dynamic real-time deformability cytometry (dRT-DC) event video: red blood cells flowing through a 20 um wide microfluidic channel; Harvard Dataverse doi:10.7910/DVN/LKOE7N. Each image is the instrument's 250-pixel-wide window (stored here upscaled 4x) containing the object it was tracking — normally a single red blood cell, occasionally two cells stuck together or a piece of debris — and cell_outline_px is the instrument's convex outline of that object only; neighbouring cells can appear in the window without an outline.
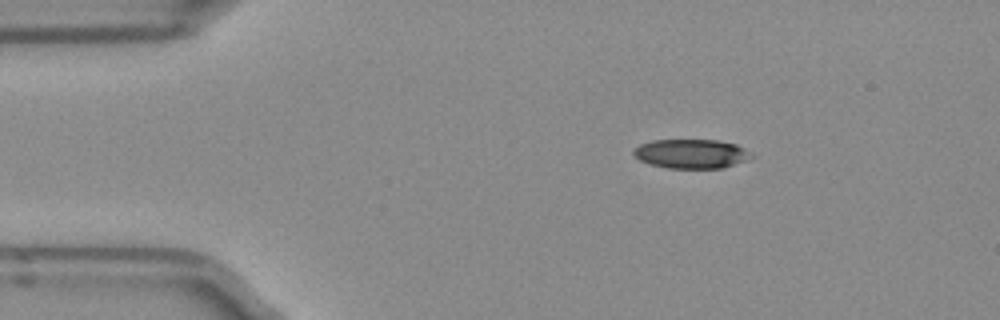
{"species": "Egyptian fruit bat (a non-hibernating species)", "species_latin": "Rousettus aegyptiacus", "temperature_condition": "room temperature", "stored_images_in_passage": 44, "camera_frame_rate_fps": 3000, "um_per_image_px": 0.085, "frame": {"image": 1, "passage_image": 1, "time_ms": 0.0, "image_size_px": [1000, 320], "cell_outline_px": [[752, 156], [744, 160], [720, 168], [668, 168], [648, 164], [640, 160], [632, 152], [640, 144], [652, 140], [716, 140], [736, 144]], "centroid_in_image_um": [58.67, 13.06], "position_along_channel_um": 26.3, "area_um2": 19.59}}
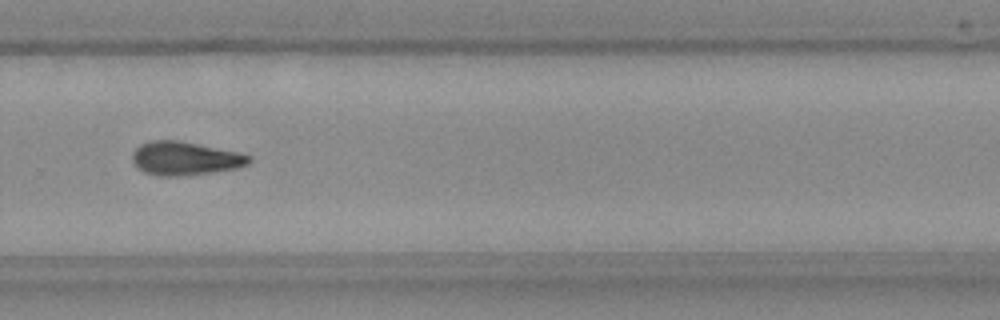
{"frame": {"image": 2, "passage_image": 27, "time_ms": 8.667, "image_size_px": [1000, 320], "cell_outline_px": [[252, 160], [248, 164], [236, 168], [208, 172], [176, 176], [160, 176], [144, 172], [132, 160], [132, 152], [140, 144], [148, 140], [180, 140], [240, 152], [252, 156]], "centroid_in_image_um": [15.73, 13.44], "position_along_channel_um": 314.1, "area_um2": 22.77}}
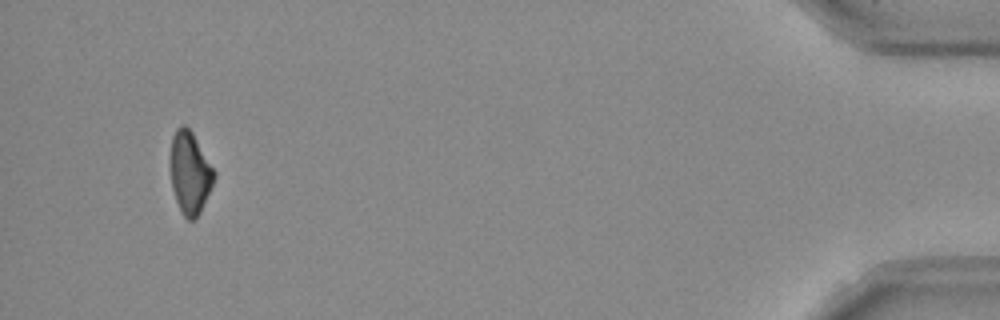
{"frame": {"image": 3, "passage_image": 41, "time_ms": 13.333, "image_size_px": [1000, 320], "cell_outline_px": [[216, 176], [200, 212], [192, 220], [188, 220], [180, 212], [172, 188], [168, 164], [168, 160], [172, 136], [176, 128], [180, 124], [184, 124], [192, 132], [216, 172]], "centroid_in_image_um": [16.1, 14.64], "position_along_channel_um": 419.1, "area_um2": 21.33}, "authors_computed_cell_mechanics": {"area_um2": 22.0507, "velocity_mm_per_s": 3.9753, "shape_relaxation_time_tau1_ms": 10.6693, "shape_relaxation_time_tau2_ms": null, "deformation_change_tau1": 0.2168, "deformation_change_tau2": null}}